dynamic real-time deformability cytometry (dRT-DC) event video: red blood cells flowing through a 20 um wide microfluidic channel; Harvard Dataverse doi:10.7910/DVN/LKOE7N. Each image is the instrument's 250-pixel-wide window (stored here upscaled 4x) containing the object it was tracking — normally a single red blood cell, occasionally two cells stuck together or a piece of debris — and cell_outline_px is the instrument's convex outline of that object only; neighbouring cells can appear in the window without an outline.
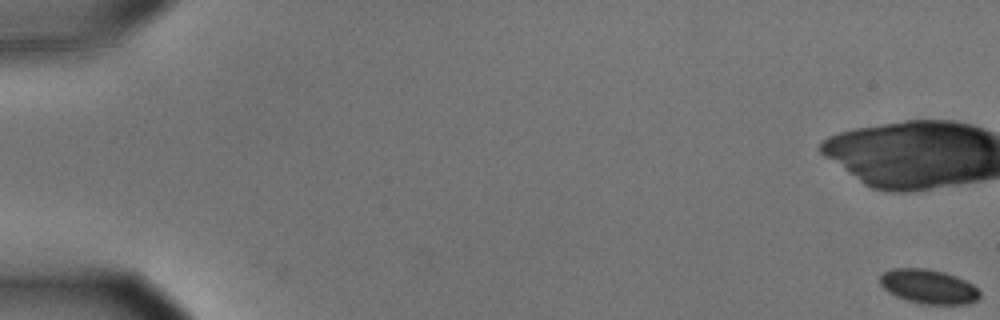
{"species": "common noctule bat (a hibernating species)", "species_latin": "Nyctalus noctula", "temperature_condition": "cold", "stored_images_in_passage": 2, "camera_frame_rate_fps": 3000, "um_per_image_px": 0.085, "animal": {"sex": "male", "body_mass_g": 15.6}, "frame": {"image": 1, "passage_image": 2, "time_ms": 0.333, "image_size_px": [1000, 320], "cell_outline_px": [[980, 296], [976, 300], [968, 304], [920, 304], [896, 296], [888, 292], [880, 284], [880, 272], [892, 268], [928, 268], [944, 272], [956, 276], [972, 284], [980, 292]], "centroid_in_image_um": [78.89, 24.34], "position_along_channel_um": 6.1, "area_um2": 20.06}}